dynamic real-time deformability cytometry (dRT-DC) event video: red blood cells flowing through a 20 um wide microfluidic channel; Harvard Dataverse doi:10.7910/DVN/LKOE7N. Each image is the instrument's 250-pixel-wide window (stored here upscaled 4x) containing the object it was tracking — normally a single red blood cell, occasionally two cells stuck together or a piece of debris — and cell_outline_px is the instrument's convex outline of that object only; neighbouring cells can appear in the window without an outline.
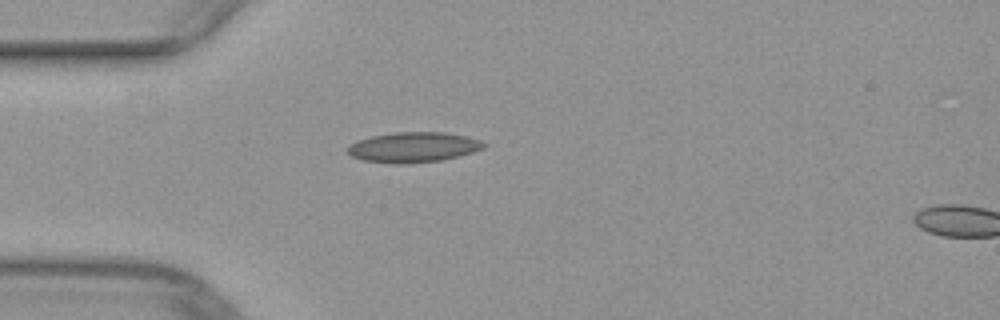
{"species": "common noctule bat (a hibernating species)", "species_latin": "Nyctalus noctula", "temperature_condition": "warm", "stored_images_in_passage": 3, "camera_frame_rate_fps": 3000, "um_per_image_px": 0.085, "animal": {"sex": "female", "body_mass_g": 29.2, "forearm_length_mm": 56.3}, "frame": {"image": 1, "passage_image": 1, "time_ms": 0.0, "image_size_px": [1000, 320], "cell_outline_px": [[488, 144], [484, 148], [460, 156], [440, 160], [404, 164], [392, 164], [364, 160], [352, 156], [348, 152], [348, 144], [372, 136], [396, 132], [444, 132], [464, 136], [480, 140]], "centroid_in_image_um": [35.15, 12.52], "position_along_channel_um": 49.8, "area_um2": 23.87}}